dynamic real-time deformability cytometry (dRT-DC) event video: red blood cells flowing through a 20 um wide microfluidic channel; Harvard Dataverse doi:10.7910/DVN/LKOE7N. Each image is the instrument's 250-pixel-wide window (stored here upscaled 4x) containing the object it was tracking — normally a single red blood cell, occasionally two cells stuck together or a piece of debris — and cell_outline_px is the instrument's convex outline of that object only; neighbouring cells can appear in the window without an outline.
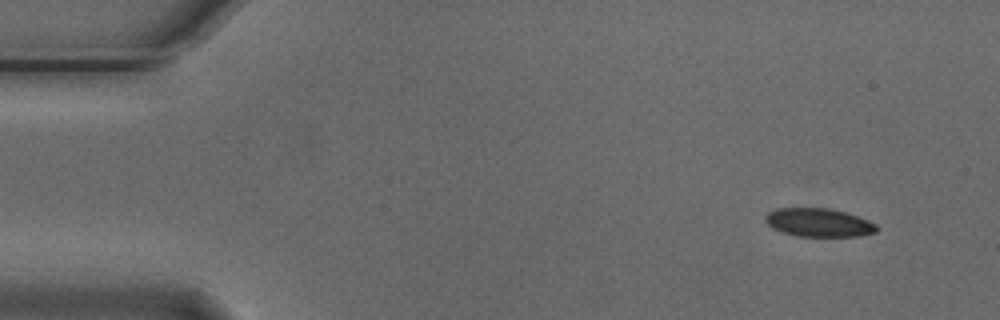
{"species": "Egyptian fruit bat (a non-hibernating species)", "species_latin": "Rousettus aegyptiacus", "temperature_condition": "cold", "stored_images_in_passage": 4, "camera_frame_rate_fps": 3000, "um_per_image_px": 0.085, "animal": {"sex": "male"}, "frame": {"image": 1, "passage_image": 1, "time_ms": 0.0, "image_size_px": [1000, 320], "cell_outline_px": [[880, 228], [876, 232], [860, 236], [796, 236], [772, 228], [764, 220], [764, 216], [768, 212], [776, 208], [828, 208], [844, 212], [868, 220], [876, 224]], "centroid_in_image_um": [69.58, 18.92], "position_along_channel_um": 15.4, "area_um2": 18.44}}
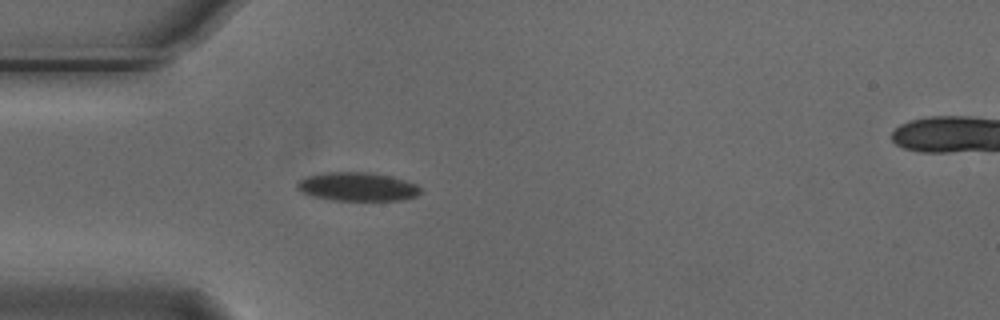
{"frame": {"image": 2, "passage_image": 4, "time_ms": 1.0, "image_size_px": [1000, 320], "cell_outline_px": [[420, 192], [416, 196], [404, 200], [332, 200], [312, 196], [300, 192], [296, 188], [296, 184], [300, 180], [308, 176], [324, 172], [372, 172], [392, 176], [416, 184], [420, 188]], "centroid_in_image_um": [30.36, 15.86], "position_along_channel_um": 54.6, "area_um2": 20.69}}